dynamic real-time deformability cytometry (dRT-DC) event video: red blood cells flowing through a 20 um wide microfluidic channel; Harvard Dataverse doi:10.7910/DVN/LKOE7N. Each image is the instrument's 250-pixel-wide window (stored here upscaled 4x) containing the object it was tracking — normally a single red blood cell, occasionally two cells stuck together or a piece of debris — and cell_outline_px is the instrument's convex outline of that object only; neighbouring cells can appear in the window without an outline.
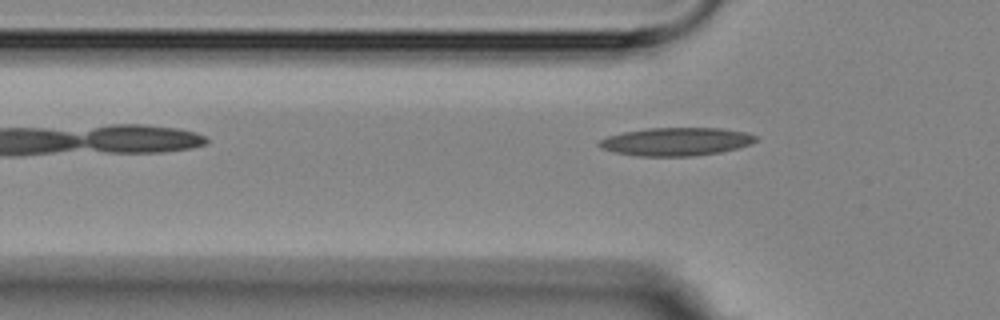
{"species": "Egyptian fruit bat (a non-hibernating species)", "species_latin": "Rousettus aegyptiacus", "temperature_condition": "room temperature", "stored_images_in_passage": 5, "camera_frame_rate_fps": 3000, "um_per_image_px": 0.085, "animal": {"sex": "female"}, "frame": {"image": 1, "passage_image": 5, "time_ms": 4.667, "image_size_px": [1000, 320], "cell_outline_px": [[756, 140], [752, 144], [720, 152], [692, 156], [636, 156], [612, 152], [600, 148], [596, 144], [600, 140], [608, 136], [624, 132], [648, 128], [720, 128], [748, 132], [756, 136]], "centroid_in_image_um": [57.45, 12.04], "position_along_channel_um": 68.4, "area_um2": 25.78}}